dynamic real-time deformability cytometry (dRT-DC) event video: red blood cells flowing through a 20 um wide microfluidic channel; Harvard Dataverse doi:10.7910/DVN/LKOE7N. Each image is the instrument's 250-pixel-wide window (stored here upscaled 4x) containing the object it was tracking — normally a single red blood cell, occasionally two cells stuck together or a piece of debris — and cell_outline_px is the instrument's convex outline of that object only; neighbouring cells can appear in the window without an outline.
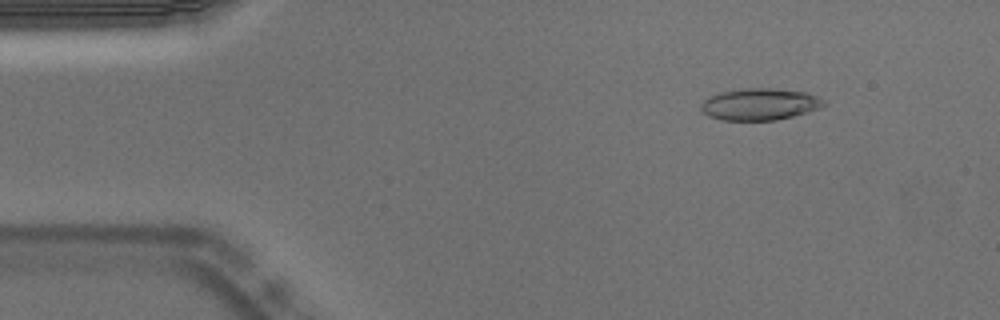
{"species": "Egyptian fruit bat (a non-hibernating species)", "species_latin": "Rousettus aegyptiacus", "temperature_condition": "warm", "stored_images_in_passage": 52, "camera_frame_rate_fps": 3000, "um_per_image_px": 0.085, "animal": {"sex": "male"}, "frame": {"image": 1, "passage_image": 5, "time_ms": 1.333, "image_size_px": [1000, 320], "cell_outline_px": [[828, 104], [820, 108], [808, 112], [776, 120], [720, 120], [708, 116], [700, 108], [700, 104], [708, 96], [720, 92], [744, 88], [772, 88], [804, 92], [816, 96], [824, 100]], "centroid_in_image_um": [64.56, 8.86], "position_along_channel_um": 20.4, "area_um2": 22.83}}
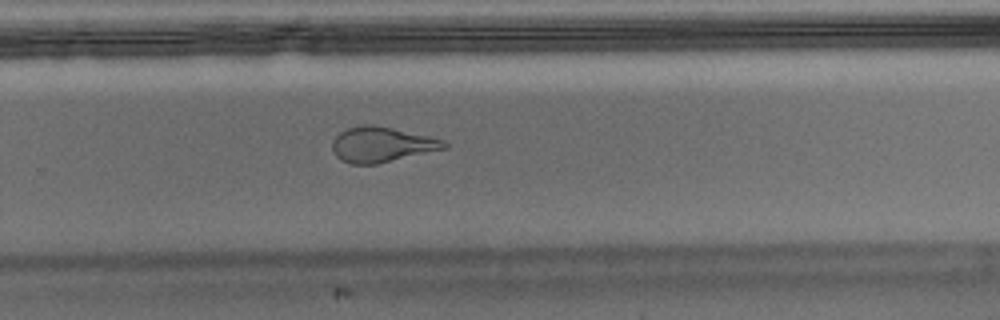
{"frame": {"image": 2, "passage_image": 33, "time_ms": 10.667, "image_size_px": [1000, 320], "cell_outline_px": [[448, 148], [376, 164], [352, 164], [340, 160], [332, 152], [332, 140], [340, 132], [348, 128], [364, 124], [372, 124], [392, 128], [428, 136], [444, 140], [448, 144]], "centroid_in_image_um": [32.42, 12.29], "position_along_channel_um": 297.4, "area_um2": 22.95}}
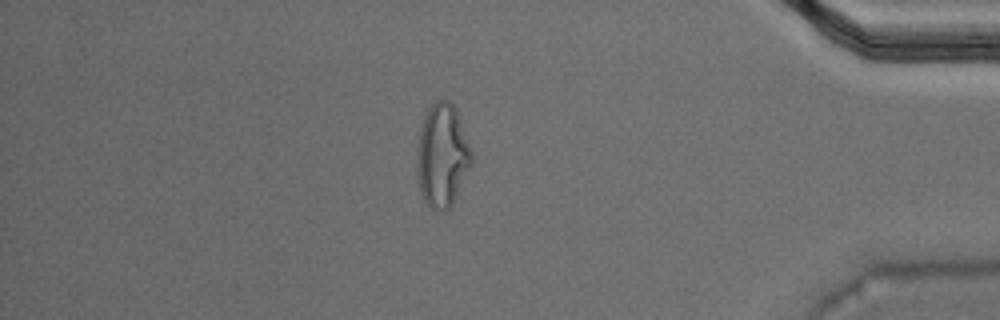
{"frame": {"image": 3, "passage_image": 44, "time_ms": 14.333, "image_size_px": [1000, 320], "cell_outline_px": [[472, 164], [452, 204], [444, 212], [440, 212], [432, 208], [424, 200], [420, 192], [416, 168], [416, 156], [420, 132], [424, 116], [428, 108], [436, 100], [448, 100], [456, 108], [472, 152]], "centroid_in_image_um": [37.58, 13.22], "position_along_channel_um": 397.6, "area_um2": 32.83}, "authors_computed_cell_mechanics": {"area_um2": 23.2067, "velocity_mm_per_s": 3.7491, "shape_relaxation_time_tau1_ms": null, "shape_relaxation_time_tau2_ms": 1.537, "deformation_change_tau1": null, "deformation_change_tau2": 0.0939}}